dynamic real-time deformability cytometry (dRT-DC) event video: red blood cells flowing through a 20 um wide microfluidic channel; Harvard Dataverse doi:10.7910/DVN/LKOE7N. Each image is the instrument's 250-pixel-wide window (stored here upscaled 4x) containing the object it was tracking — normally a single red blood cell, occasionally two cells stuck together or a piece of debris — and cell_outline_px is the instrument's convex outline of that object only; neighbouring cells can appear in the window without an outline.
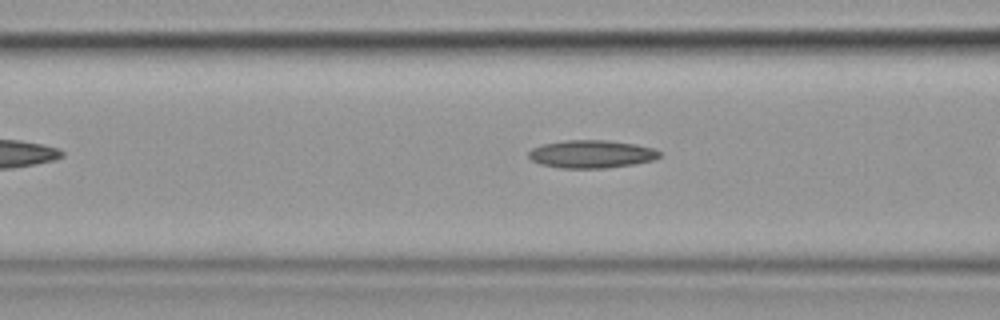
{"species": "common noctule bat (a hibernating species)", "species_latin": "Nyctalus noctula", "temperature_condition": "cold", "stored_images_in_passage": 9, "camera_frame_rate_fps": 3000, "um_per_image_px": 0.085, "animal": {"sex": "female", "body_mass_g": 19.9}, "frame": {"image": 1, "passage_image": 7, "time_ms": 2.0, "image_size_px": [1000, 320], "cell_outline_px": [[660, 156], [652, 160], [632, 164], [604, 168], [560, 168], [540, 164], [532, 160], [528, 156], [528, 152], [532, 148], [540, 144], [564, 140], [608, 140], [636, 144], [652, 148], [660, 152]], "centroid_in_image_um": [50.22, 13.09], "position_along_channel_um": 116.4, "area_um2": 21.27}}